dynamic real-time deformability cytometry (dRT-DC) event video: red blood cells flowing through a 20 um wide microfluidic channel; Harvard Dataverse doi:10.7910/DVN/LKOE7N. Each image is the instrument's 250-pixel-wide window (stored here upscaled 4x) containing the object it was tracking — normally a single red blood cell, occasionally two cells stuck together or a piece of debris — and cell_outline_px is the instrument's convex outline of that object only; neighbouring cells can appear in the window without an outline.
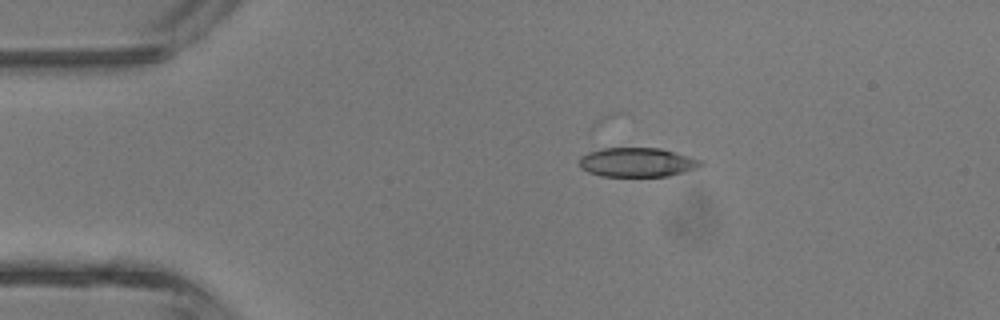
{"species": "common noctule bat (a hibernating species)", "species_latin": "Nyctalus noctula", "temperature_condition": "room temperature", "stored_images_in_passage": 4, "camera_frame_rate_fps": 3000, "um_per_image_px": 0.085, "animal": {"sex": "male", "body_mass_g": 13.3}, "frame": {"image": 1, "passage_image": 2, "time_ms": 2.333, "image_size_px": [1000, 320], "cell_outline_px": [[704, 164], [696, 168], [684, 172], [668, 176], [600, 176], [588, 172], [580, 168], [580, 156], [588, 152], [604, 148], [660, 148], [704, 160]], "centroid_in_image_um": [54.17, 13.79], "position_along_channel_um": 30.8, "area_um2": 20.75}}
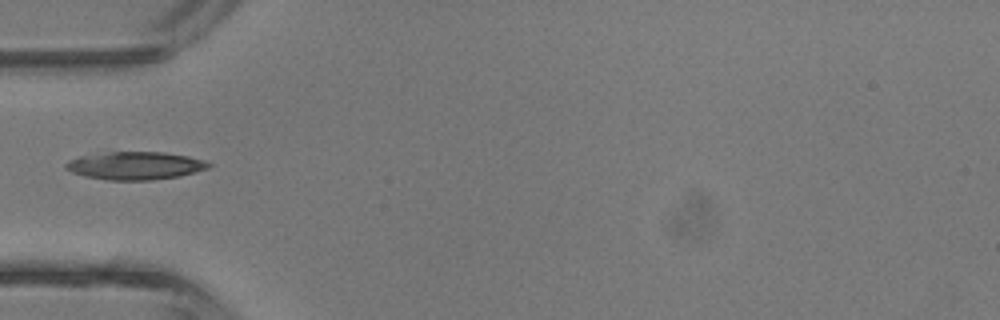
{"frame": {"image": 2, "passage_image": 4, "time_ms": 4.333, "image_size_px": [1000, 320], "cell_outline_px": [[212, 164], [208, 168], [196, 172], [180, 176], [152, 180], [108, 180], [84, 176], [72, 172], [64, 168], [64, 164], [68, 160], [80, 156], [108, 152], [164, 152], [188, 156], [204, 160]], "centroid_in_image_um": [11.48, 14.08], "position_along_channel_um": 73.5, "area_um2": 23.29}}